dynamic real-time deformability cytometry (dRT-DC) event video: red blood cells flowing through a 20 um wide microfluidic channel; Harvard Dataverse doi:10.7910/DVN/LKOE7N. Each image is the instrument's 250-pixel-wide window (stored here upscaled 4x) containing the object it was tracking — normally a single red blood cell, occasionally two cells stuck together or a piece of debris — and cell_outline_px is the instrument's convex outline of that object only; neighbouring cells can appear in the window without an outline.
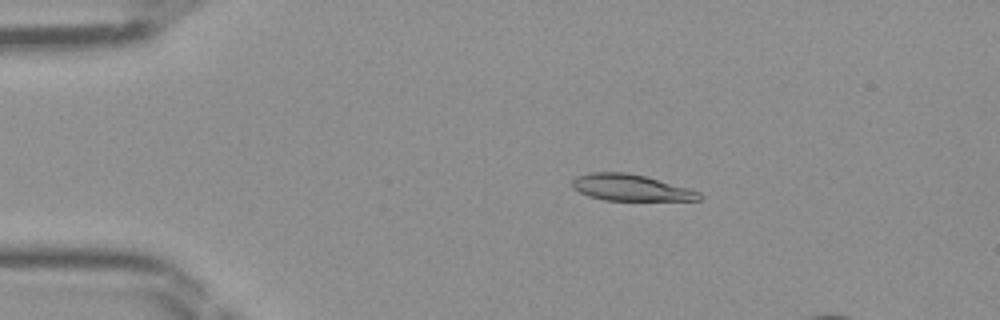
{"species": "Egyptian fruit bat (a non-hibernating species)", "species_latin": "Rousettus aegyptiacus", "temperature_condition": "room temperature", "stored_images_in_passage": 44, "camera_frame_rate_fps": 3000, "um_per_image_px": 0.085, "frame": {"image": 1, "passage_image": 9, "time_ms": 2.667, "image_size_px": [1000, 320], "cell_outline_px": [[704, 196], [700, 200], [604, 200], [588, 196], [572, 188], [572, 180], [576, 176], [588, 172], [624, 172], [644, 176], [688, 188], [700, 192]], "centroid_in_image_um": [53.58, 15.95], "position_along_channel_um": 31.4, "area_um2": 19.48}}
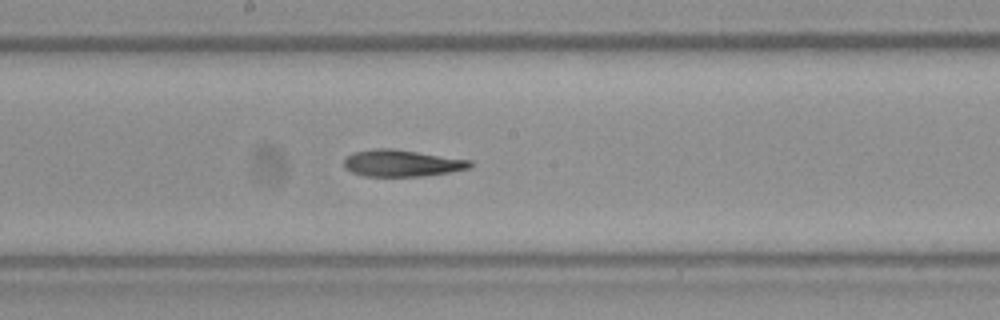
{"frame": {"image": 2, "passage_image": 25, "time_ms": 8.0, "image_size_px": [1000, 320], "cell_outline_px": [[472, 168], [424, 176], [364, 176], [352, 172], [344, 168], [344, 160], [352, 152], [376, 148], [392, 148], [472, 160]], "centroid_in_image_um": [34.16, 13.86], "position_along_channel_um": 214.0, "area_um2": 19.71}}
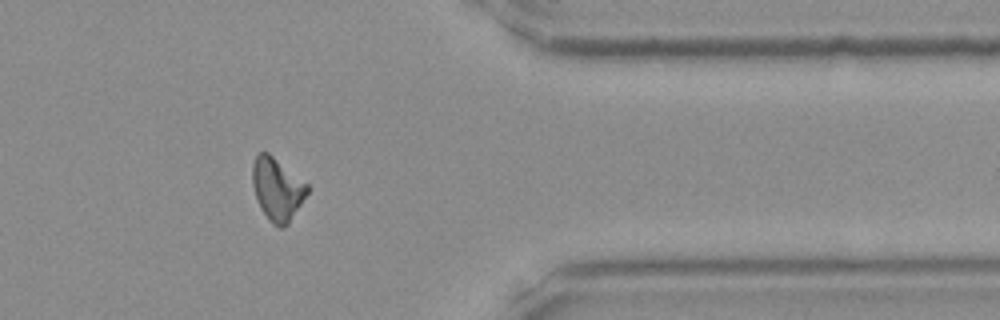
{"frame": {"image": 3, "passage_image": 38, "time_ms": 12.333, "image_size_px": [1000, 320], "cell_outline_px": [[308, 192], [288, 224], [280, 228], [272, 224], [268, 220], [260, 208], [256, 200], [252, 184], [252, 164], [256, 152], [268, 152], [308, 184]], "centroid_in_image_um": [23.52, 16.06], "position_along_channel_um": 387.9, "area_um2": 20.11}}